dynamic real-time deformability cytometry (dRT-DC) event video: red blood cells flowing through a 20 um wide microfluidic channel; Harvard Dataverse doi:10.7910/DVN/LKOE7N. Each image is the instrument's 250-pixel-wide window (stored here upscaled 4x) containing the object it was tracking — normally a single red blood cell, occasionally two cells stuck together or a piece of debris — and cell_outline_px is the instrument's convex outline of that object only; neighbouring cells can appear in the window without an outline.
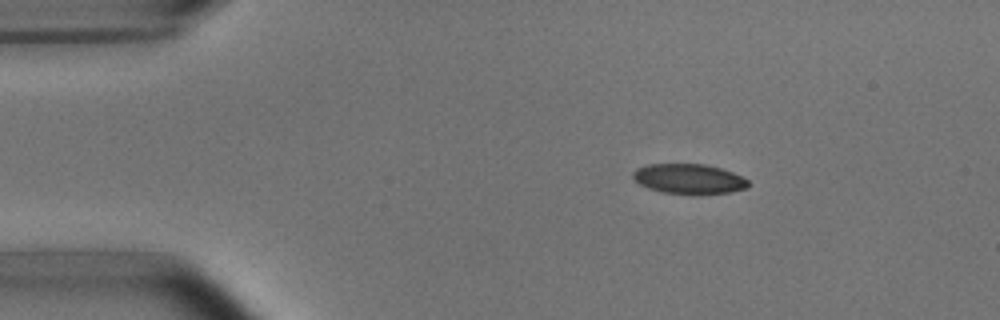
{"species": "common noctule bat (a hibernating species)", "species_latin": "Nyctalus noctula", "temperature_condition": "room temperature", "stored_images_in_passage": 2, "camera_frame_rate_fps": 3000, "um_per_image_px": 0.085, "animal": {"sex": "male", "body_mass_g": 15.6}, "frame": {"image": 1, "passage_image": 1, "time_ms": 0.0, "image_size_px": [1000, 320], "cell_outline_px": [[748, 188], [732, 192], [700, 196], [664, 192], [648, 188], [640, 184], [632, 176], [632, 172], [636, 168], [648, 164], [704, 164], [720, 168], [732, 172], [748, 180]], "centroid_in_image_um": [58.57, 15.23], "position_along_channel_um": 26.4, "area_um2": 20.46}}